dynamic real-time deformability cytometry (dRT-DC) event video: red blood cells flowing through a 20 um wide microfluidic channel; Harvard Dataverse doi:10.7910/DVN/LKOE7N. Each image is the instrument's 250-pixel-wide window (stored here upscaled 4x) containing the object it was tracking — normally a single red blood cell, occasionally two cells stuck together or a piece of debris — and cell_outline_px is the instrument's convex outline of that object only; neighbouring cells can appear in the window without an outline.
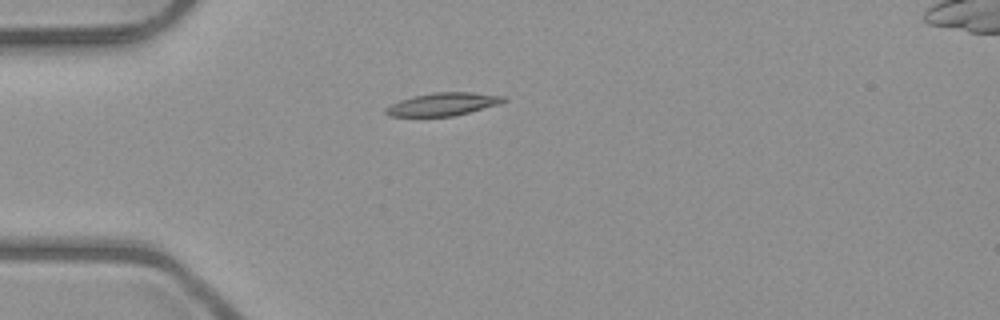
{"species": "common noctule bat (a hibernating species)", "species_latin": "Nyctalus noctula", "temperature_condition": "room temperature", "stored_images_in_passage": 3, "camera_frame_rate_fps": 3000, "um_per_image_px": 0.085, "animal": {"sex": "male", "body_mass_g": 23.1, "forearm_length_mm": 52.7}, "frame": {"image": 1, "passage_image": 2, "time_ms": 25.333, "image_size_px": [1000, 320], "cell_outline_px": [[508, 100], [500, 104], [452, 116], [388, 116], [384, 112], [384, 108], [400, 100], [412, 96], [436, 92], [472, 92], [508, 96]], "centroid_in_image_um": [37.68, 8.84], "position_along_channel_um": 47.3, "area_um2": 15.78}}